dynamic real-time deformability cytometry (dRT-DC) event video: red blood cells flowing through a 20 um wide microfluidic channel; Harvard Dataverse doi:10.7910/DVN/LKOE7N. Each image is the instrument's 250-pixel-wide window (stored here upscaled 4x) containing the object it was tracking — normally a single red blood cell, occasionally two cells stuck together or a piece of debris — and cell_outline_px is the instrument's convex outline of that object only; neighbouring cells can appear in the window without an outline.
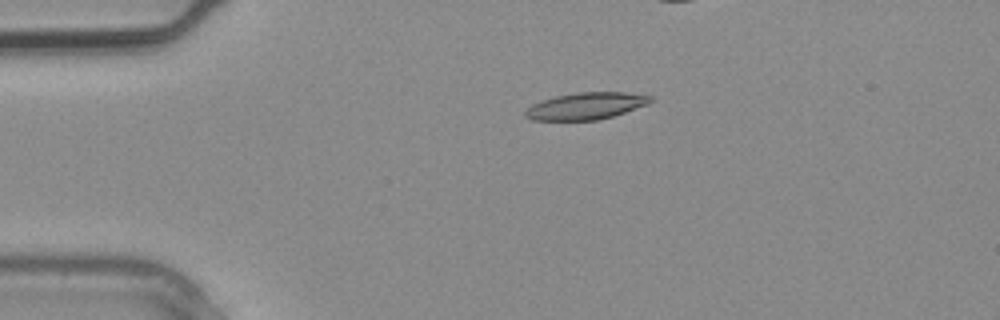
{"species": "common noctule bat (a hibernating species)", "species_latin": "Nyctalus noctula", "temperature_condition": "warm", "stored_images_in_passage": 4, "camera_frame_rate_fps": 3000, "um_per_image_px": 0.085, "animal": {"sex": "male", "body_mass_g": 20.4}, "frame": {"image": 1, "passage_image": 4, "time_ms": 1.0, "image_size_px": [1000, 320], "cell_outline_px": [[652, 100], [648, 104], [612, 116], [596, 120], [532, 120], [524, 116], [524, 112], [532, 104], [556, 96], [576, 92], [624, 92], [652, 96]], "centroid_in_image_um": [49.79, 9.0], "position_along_channel_um": 35.2, "area_um2": 19.42}}